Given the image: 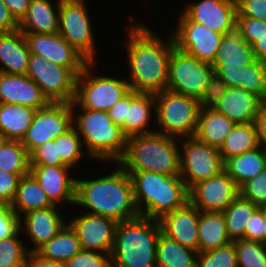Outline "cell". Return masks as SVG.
<instances>
[{"label":"cell","mask_w":266,"mask_h":267,"mask_svg":"<svg viewBox=\"0 0 266 267\" xmlns=\"http://www.w3.org/2000/svg\"><path fill=\"white\" fill-rule=\"evenodd\" d=\"M131 16L124 41L130 90L157 93L167 87L169 59L175 43L172 34L165 39L147 24L136 23ZM134 21V22H133Z\"/></svg>","instance_id":"obj_1"},{"label":"cell","mask_w":266,"mask_h":267,"mask_svg":"<svg viewBox=\"0 0 266 267\" xmlns=\"http://www.w3.org/2000/svg\"><path fill=\"white\" fill-rule=\"evenodd\" d=\"M117 164V165H115ZM112 172L94 179H76L75 205L88 213L122 222L139 216L130 175L118 163Z\"/></svg>","instance_id":"obj_2"},{"label":"cell","mask_w":266,"mask_h":267,"mask_svg":"<svg viewBox=\"0 0 266 267\" xmlns=\"http://www.w3.org/2000/svg\"><path fill=\"white\" fill-rule=\"evenodd\" d=\"M71 110L72 126L81 137L87 154L94 161L117 163L125 153L127 137L122 128L112 122L108 111L78 108L74 101Z\"/></svg>","instance_id":"obj_3"},{"label":"cell","mask_w":266,"mask_h":267,"mask_svg":"<svg viewBox=\"0 0 266 267\" xmlns=\"http://www.w3.org/2000/svg\"><path fill=\"white\" fill-rule=\"evenodd\" d=\"M158 219L139 215L118 222L110 253L112 267H156Z\"/></svg>","instance_id":"obj_4"},{"label":"cell","mask_w":266,"mask_h":267,"mask_svg":"<svg viewBox=\"0 0 266 267\" xmlns=\"http://www.w3.org/2000/svg\"><path fill=\"white\" fill-rule=\"evenodd\" d=\"M134 201L140 215L160 219L164 214L182 208L189 202L188 188L179 176L149 171H127Z\"/></svg>","instance_id":"obj_5"},{"label":"cell","mask_w":266,"mask_h":267,"mask_svg":"<svg viewBox=\"0 0 266 267\" xmlns=\"http://www.w3.org/2000/svg\"><path fill=\"white\" fill-rule=\"evenodd\" d=\"M178 140L157 132L128 137L125 153L117 163L125 171H149L179 176Z\"/></svg>","instance_id":"obj_6"},{"label":"cell","mask_w":266,"mask_h":267,"mask_svg":"<svg viewBox=\"0 0 266 267\" xmlns=\"http://www.w3.org/2000/svg\"><path fill=\"white\" fill-rule=\"evenodd\" d=\"M200 108L196 98L168 89L155 93V132L177 139L195 136Z\"/></svg>","instance_id":"obj_7"},{"label":"cell","mask_w":266,"mask_h":267,"mask_svg":"<svg viewBox=\"0 0 266 267\" xmlns=\"http://www.w3.org/2000/svg\"><path fill=\"white\" fill-rule=\"evenodd\" d=\"M94 64L89 62L77 76L73 101L80 108L108 111L130 91L129 83L126 78L97 74Z\"/></svg>","instance_id":"obj_8"},{"label":"cell","mask_w":266,"mask_h":267,"mask_svg":"<svg viewBox=\"0 0 266 267\" xmlns=\"http://www.w3.org/2000/svg\"><path fill=\"white\" fill-rule=\"evenodd\" d=\"M85 2V3H84ZM86 0H61L59 34L89 62H97L93 21Z\"/></svg>","instance_id":"obj_9"},{"label":"cell","mask_w":266,"mask_h":267,"mask_svg":"<svg viewBox=\"0 0 266 267\" xmlns=\"http://www.w3.org/2000/svg\"><path fill=\"white\" fill-rule=\"evenodd\" d=\"M214 74L211 64L175 46L170 54L166 89L199 100Z\"/></svg>","instance_id":"obj_10"},{"label":"cell","mask_w":266,"mask_h":267,"mask_svg":"<svg viewBox=\"0 0 266 267\" xmlns=\"http://www.w3.org/2000/svg\"><path fill=\"white\" fill-rule=\"evenodd\" d=\"M179 141L180 177L188 189L224 170V161L218 148L201 142L195 136Z\"/></svg>","instance_id":"obj_11"},{"label":"cell","mask_w":266,"mask_h":267,"mask_svg":"<svg viewBox=\"0 0 266 267\" xmlns=\"http://www.w3.org/2000/svg\"><path fill=\"white\" fill-rule=\"evenodd\" d=\"M26 75L40 87L49 102L74 100L77 76L69 68L30 54Z\"/></svg>","instance_id":"obj_12"},{"label":"cell","mask_w":266,"mask_h":267,"mask_svg":"<svg viewBox=\"0 0 266 267\" xmlns=\"http://www.w3.org/2000/svg\"><path fill=\"white\" fill-rule=\"evenodd\" d=\"M72 127L71 103L49 102L36 110L31 126L21 140L30 154L46 141L54 140Z\"/></svg>","instance_id":"obj_13"},{"label":"cell","mask_w":266,"mask_h":267,"mask_svg":"<svg viewBox=\"0 0 266 267\" xmlns=\"http://www.w3.org/2000/svg\"><path fill=\"white\" fill-rule=\"evenodd\" d=\"M177 20L171 32L175 46L200 61L212 64L223 34L192 21L184 12Z\"/></svg>","instance_id":"obj_14"},{"label":"cell","mask_w":266,"mask_h":267,"mask_svg":"<svg viewBox=\"0 0 266 267\" xmlns=\"http://www.w3.org/2000/svg\"><path fill=\"white\" fill-rule=\"evenodd\" d=\"M189 202L200 211L223 212L240 194L235 181L222 170L188 189Z\"/></svg>","instance_id":"obj_15"},{"label":"cell","mask_w":266,"mask_h":267,"mask_svg":"<svg viewBox=\"0 0 266 267\" xmlns=\"http://www.w3.org/2000/svg\"><path fill=\"white\" fill-rule=\"evenodd\" d=\"M31 54L69 68L78 76L89 61L73 48L59 33H23Z\"/></svg>","instance_id":"obj_16"},{"label":"cell","mask_w":266,"mask_h":267,"mask_svg":"<svg viewBox=\"0 0 266 267\" xmlns=\"http://www.w3.org/2000/svg\"><path fill=\"white\" fill-rule=\"evenodd\" d=\"M68 224L75 231L82 249L111 253L118 224L116 220L81 212L70 218Z\"/></svg>","instance_id":"obj_17"},{"label":"cell","mask_w":266,"mask_h":267,"mask_svg":"<svg viewBox=\"0 0 266 267\" xmlns=\"http://www.w3.org/2000/svg\"><path fill=\"white\" fill-rule=\"evenodd\" d=\"M185 3L182 10L192 21L221 34L236 29L237 0H199Z\"/></svg>","instance_id":"obj_18"},{"label":"cell","mask_w":266,"mask_h":267,"mask_svg":"<svg viewBox=\"0 0 266 267\" xmlns=\"http://www.w3.org/2000/svg\"><path fill=\"white\" fill-rule=\"evenodd\" d=\"M73 168L69 166H30V173L39 182L49 200L59 206L75 205L76 179L71 175ZM71 176V177H70Z\"/></svg>","instance_id":"obj_19"},{"label":"cell","mask_w":266,"mask_h":267,"mask_svg":"<svg viewBox=\"0 0 266 267\" xmlns=\"http://www.w3.org/2000/svg\"><path fill=\"white\" fill-rule=\"evenodd\" d=\"M58 207L54 205L32 210L20 217V230H25L28 240L34 245L28 248L29 253L36 252L50 241L67 223L68 220H64Z\"/></svg>","instance_id":"obj_20"},{"label":"cell","mask_w":266,"mask_h":267,"mask_svg":"<svg viewBox=\"0 0 266 267\" xmlns=\"http://www.w3.org/2000/svg\"><path fill=\"white\" fill-rule=\"evenodd\" d=\"M199 219L200 210L187 202L182 208L164 214L159 223L168 238L198 252Z\"/></svg>","instance_id":"obj_21"},{"label":"cell","mask_w":266,"mask_h":267,"mask_svg":"<svg viewBox=\"0 0 266 267\" xmlns=\"http://www.w3.org/2000/svg\"><path fill=\"white\" fill-rule=\"evenodd\" d=\"M0 103L19 104L39 110L49 101L27 75L0 72Z\"/></svg>","instance_id":"obj_22"},{"label":"cell","mask_w":266,"mask_h":267,"mask_svg":"<svg viewBox=\"0 0 266 267\" xmlns=\"http://www.w3.org/2000/svg\"><path fill=\"white\" fill-rule=\"evenodd\" d=\"M257 60L255 53L235 29L223 34L216 57L211 64L214 72H234Z\"/></svg>","instance_id":"obj_23"},{"label":"cell","mask_w":266,"mask_h":267,"mask_svg":"<svg viewBox=\"0 0 266 267\" xmlns=\"http://www.w3.org/2000/svg\"><path fill=\"white\" fill-rule=\"evenodd\" d=\"M263 104V99L258 95L244 89L228 87L227 93L214 109L235 124H248L255 122Z\"/></svg>","instance_id":"obj_24"},{"label":"cell","mask_w":266,"mask_h":267,"mask_svg":"<svg viewBox=\"0 0 266 267\" xmlns=\"http://www.w3.org/2000/svg\"><path fill=\"white\" fill-rule=\"evenodd\" d=\"M54 2L51 0H31L25 16L18 23V30L22 33H58L61 0Z\"/></svg>","instance_id":"obj_25"},{"label":"cell","mask_w":266,"mask_h":267,"mask_svg":"<svg viewBox=\"0 0 266 267\" xmlns=\"http://www.w3.org/2000/svg\"><path fill=\"white\" fill-rule=\"evenodd\" d=\"M30 54L20 30L0 33V72L26 75Z\"/></svg>","instance_id":"obj_26"},{"label":"cell","mask_w":266,"mask_h":267,"mask_svg":"<svg viewBox=\"0 0 266 267\" xmlns=\"http://www.w3.org/2000/svg\"><path fill=\"white\" fill-rule=\"evenodd\" d=\"M154 118L155 93L131 90V103L127 106L126 137L155 132L151 124Z\"/></svg>","instance_id":"obj_27"},{"label":"cell","mask_w":266,"mask_h":267,"mask_svg":"<svg viewBox=\"0 0 266 267\" xmlns=\"http://www.w3.org/2000/svg\"><path fill=\"white\" fill-rule=\"evenodd\" d=\"M233 242L223 212L200 211L198 222V253L224 247Z\"/></svg>","instance_id":"obj_28"},{"label":"cell","mask_w":266,"mask_h":267,"mask_svg":"<svg viewBox=\"0 0 266 267\" xmlns=\"http://www.w3.org/2000/svg\"><path fill=\"white\" fill-rule=\"evenodd\" d=\"M234 125L233 121L214 108H200L195 137L220 149Z\"/></svg>","instance_id":"obj_29"},{"label":"cell","mask_w":266,"mask_h":267,"mask_svg":"<svg viewBox=\"0 0 266 267\" xmlns=\"http://www.w3.org/2000/svg\"><path fill=\"white\" fill-rule=\"evenodd\" d=\"M231 88L247 90L266 98V62L256 60L254 63L241 67L234 72H214Z\"/></svg>","instance_id":"obj_30"},{"label":"cell","mask_w":266,"mask_h":267,"mask_svg":"<svg viewBox=\"0 0 266 267\" xmlns=\"http://www.w3.org/2000/svg\"><path fill=\"white\" fill-rule=\"evenodd\" d=\"M265 168L266 148L262 145L241 155L228 158L224 162V170L239 188L260 174Z\"/></svg>","instance_id":"obj_31"},{"label":"cell","mask_w":266,"mask_h":267,"mask_svg":"<svg viewBox=\"0 0 266 267\" xmlns=\"http://www.w3.org/2000/svg\"><path fill=\"white\" fill-rule=\"evenodd\" d=\"M10 206L21 217L29 211L51 207L54 204L42 190L36 178L29 173L20 178L14 201Z\"/></svg>","instance_id":"obj_32"},{"label":"cell","mask_w":266,"mask_h":267,"mask_svg":"<svg viewBox=\"0 0 266 267\" xmlns=\"http://www.w3.org/2000/svg\"><path fill=\"white\" fill-rule=\"evenodd\" d=\"M35 109L0 103V131L7 140L21 141L32 124Z\"/></svg>","instance_id":"obj_33"},{"label":"cell","mask_w":266,"mask_h":267,"mask_svg":"<svg viewBox=\"0 0 266 267\" xmlns=\"http://www.w3.org/2000/svg\"><path fill=\"white\" fill-rule=\"evenodd\" d=\"M198 254L161 232L156 242V267H197Z\"/></svg>","instance_id":"obj_34"},{"label":"cell","mask_w":266,"mask_h":267,"mask_svg":"<svg viewBox=\"0 0 266 267\" xmlns=\"http://www.w3.org/2000/svg\"><path fill=\"white\" fill-rule=\"evenodd\" d=\"M82 250L80 241L66 223L61 230L47 243L41 246L36 253L44 259L66 263Z\"/></svg>","instance_id":"obj_35"},{"label":"cell","mask_w":266,"mask_h":267,"mask_svg":"<svg viewBox=\"0 0 266 267\" xmlns=\"http://www.w3.org/2000/svg\"><path fill=\"white\" fill-rule=\"evenodd\" d=\"M257 127L255 122L235 124L220 147V155L225 162L228 158L238 156L259 147Z\"/></svg>","instance_id":"obj_36"},{"label":"cell","mask_w":266,"mask_h":267,"mask_svg":"<svg viewBox=\"0 0 266 267\" xmlns=\"http://www.w3.org/2000/svg\"><path fill=\"white\" fill-rule=\"evenodd\" d=\"M258 208L252 201L239 194L235 200L223 211L227 233L232 241L245 239L246 225L252 213Z\"/></svg>","instance_id":"obj_37"},{"label":"cell","mask_w":266,"mask_h":267,"mask_svg":"<svg viewBox=\"0 0 266 267\" xmlns=\"http://www.w3.org/2000/svg\"><path fill=\"white\" fill-rule=\"evenodd\" d=\"M0 169L10 173H30V155L21 141L7 140L0 148Z\"/></svg>","instance_id":"obj_38"},{"label":"cell","mask_w":266,"mask_h":267,"mask_svg":"<svg viewBox=\"0 0 266 267\" xmlns=\"http://www.w3.org/2000/svg\"><path fill=\"white\" fill-rule=\"evenodd\" d=\"M54 141L57 142L58 156L67 166L76 168L77 164L80 165L81 158H84L85 155H88L89 159L93 161L89 154H86L83 141L73 126L64 134L59 135Z\"/></svg>","instance_id":"obj_39"},{"label":"cell","mask_w":266,"mask_h":267,"mask_svg":"<svg viewBox=\"0 0 266 267\" xmlns=\"http://www.w3.org/2000/svg\"><path fill=\"white\" fill-rule=\"evenodd\" d=\"M22 233L19 230L14 236L0 240V267H27L29 247L20 238Z\"/></svg>","instance_id":"obj_40"},{"label":"cell","mask_w":266,"mask_h":267,"mask_svg":"<svg viewBox=\"0 0 266 267\" xmlns=\"http://www.w3.org/2000/svg\"><path fill=\"white\" fill-rule=\"evenodd\" d=\"M233 243L237 267H266V244L246 239H237Z\"/></svg>","instance_id":"obj_41"},{"label":"cell","mask_w":266,"mask_h":267,"mask_svg":"<svg viewBox=\"0 0 266 267\" xmlns=\"http://www.w3.org/2000/svg\"><path fill=\"white\" fill-rule=\"evenodd\" d=\"M197 267H237V252L234 243L199 253Z\"/></svg>","instance_id":"obj_42"},{"label":"cell","mask_w":266,"mask_h":267,"mask_svg":"<svg viewBox=\"0 0 266 267\" xmlns=\"http://www.w3.org/2000/svg\"><path fill=\"white\" fill-rule=\"evenodd\" d=\"M30 166H67L58 156L57 142L46 141L30 154Z\"/></svg>","instance_id":"obj_43"},{"label":"cell","mask_w":266,"mask_h":267,"mask_svg":"<svg viewBox=\"0 0 266 267\" xmlns=\"http://www.w3.org/2000/svg\"><path fill=\"white\" fill-rule=\"evenodd\" d=\"M66 267H112L110 253L82 249L65 263Z\"/></svg>","instance_id":"obj_44"},{"label":"cell","mask_w":266,"mask_h":267,"mask_svg":"<svg viewBox=\"0 0 266 267\" xmlns=\"http://www.w3.org/2000/svg\"><path fill=\"white\" fill-rule=\"evenodd\" d=\"M240 194L258 207L266 204V168L239 188Z\"/></svg>","instance_id":"obj_45"},{"label":"cell","mask_w":266,"mask_h":267,"mask_svg":"<svg viewBox=\"0 0 266 267\" xmlns=\"http://www.w3.org/2000/svg\"><path fill=\"white\" fill-rule=\"evenodd\" d=\"M236 30L252 46L259 38L266 35V22L251 17H237Z\"/></svg>","instance_id":"obj_46"},{"label":"cell","mask_w":266,"mask_h":267,"mask_svg":"<svg viewBox=\"0 0 266 267\" xmlns=\"http://www.w3.org/2000/svg\"><path fill=\"white\" fill-rule=\"evenodd\" d=\"M227 90L228 86L224 83V81L214 74L199 99L200 107L214 108L218 101L225 96Z\"/></svg>","instance_id":"obj_47"},{"label":"cell","mask_w":266,"mask_h":267,"mask_svg":"<svg viewBox=\"0 0 266 267\" xmlns=\"http://www.w3.org/2000/svg\"><path fill=\"white\" fill-rule=\"evenodd\" d=\"M20 230V217L9 204L0 203V240L14 236Z\"/></svg>","instance_id":"obj_48"},{"label":"cell","mask_w":266,"mask_h":267,"mask_svg":"<svg viewBox=\"0 0 266 267\" xmlns=\"http://www.w3.org/2000/svg\"><path fill=\"white\" fill-rule=\"evenodd\" d=\"M29 173H10L0 169V203L11 205L14 201L19 180Z\"/></svg>","instance_id":"obj_49"},{"label":"cell","mask_w":266,"mask_h":267,"mask_svg":"<svg viewBox=\"0 0 266 267\" xmlns=\"http://www.w3.org/2000/svg\"><path fill=\"white\" fill-rule=\"evenodd\" d=\"M237 17H251L266 22V0H237Z\"/></svg>","instance_id":"obj_50"},{"label":"cell","mask_w":266,"mask_h":267,"mask_svg":"<svg viewBox=\"0 0 266 267\" xmlns=\"http://www.w3.org/2000/svg\"><path fill=\"white\" fill-rule=\"evenodd\" d=\"M245 239L264 243V222L262 212L259 208L250 216V220L246 225Z\"/></svg>","instance_id":"obj_51"},{"label":"cell","mask_w":266,"mask_h":267,"mask_svg":"<svg viewBox=\"0 0 266 267\" xmlns=\"http://www.w3.org/2000/svg\"><path fill=\"white\" fill-rule=\"evenodd\" d=\"M130 103H131V90L108 110V114L109 117L112 119V122L122 128V131L125 136H126L127 106Z\"/></svg>","instance_id":"obj_52"},{"label":"cell","mask_w":266,"mask_h":267,"mask_svg":"<svg viewBox=\"0 0 266 267\" xmlns=\"http://www.w3.org/2000/svg\"><path fill=\"white\" fill-rule=\"evenodd\" d=\"M18 30V22L12 16L4 2L0 0V33H9Z\"/></svg>","instance_id":"obj_53"},{"label":"cell","mask_w":266,"mask_h":267,"mask_svg":"<svg viewBox=\"0 0 266 267\" xmlns=\"http://www.w3.org/2000/svg\"><path fill=\"white\" fill-rule=\"evenodd\" d=\"M11 12L12 16L19 23L25 16L31 0H2Z\"/></svg>","instance_id":"obj_54"},{"label":"cell","mask_w":266,"mask_h":267,"mask_svg":"<svg viewBox=\"0 0 266 267\" xmlns=\"http://www.w3.org/2000/svg\"><path fill=\"white\" fill-rule=\"evenodd\" d=\"M27 267H66L65 263L47 260L39 256L36 252L29 253Z\"/></svg>","instance_id":"obj_55"},{"label":"cell","mask_w":266,"mask_h":267,"mask_svg":"<svg viewBox=\"0 0 266 267\" xmlns=\"http://www.w3.org/2000/svg\"><path fill=\"white\" fill-rule=\"evenodd\" d=\"M259 144L266 148V106L263 104L255 119Z\"/></svg>","instance_id":"obj_56"},{"label":"cell","mask_w":266,"mask_h":267,"mask_svg":"<svg viewBox=\"0 0 266 267\" xmlns=\"http://www.w3.org/2000/svg\"><path fill=\"white\" fill-rule=\"evenodd\" d=\"M252 49L258 60L266 62V35L259 38L253 45Z\"/></svg>","instance_id":"obj_57"},{"label":"cell","mask_w":266,"mask_h":267,"mask_svg":"<svg viewBox=\"0 0 266 267\" xmlns=\"http://www.w3.org/2000/svg\"><path fill=\"white\" fill-rule=\"evenodd\" d=\"M263 215V222H264V244H266V204L261 205L258 207Z\"/></svg>","instance_id":"obj_58"},{"label":"cell","mask_w":266,"mask_h":267,"mask_svg":"<svg viewBox=\"0 0 266 267\" xmlns=\"http://www.w3.org/2000/svg\"><path fill=\"white\" fill-rule=\"evenodd\" d=\"M6 141H7L6 136L0 131V148L4 145Z\"/></svg>","instance_id":"obj_59"}]
</instances>
